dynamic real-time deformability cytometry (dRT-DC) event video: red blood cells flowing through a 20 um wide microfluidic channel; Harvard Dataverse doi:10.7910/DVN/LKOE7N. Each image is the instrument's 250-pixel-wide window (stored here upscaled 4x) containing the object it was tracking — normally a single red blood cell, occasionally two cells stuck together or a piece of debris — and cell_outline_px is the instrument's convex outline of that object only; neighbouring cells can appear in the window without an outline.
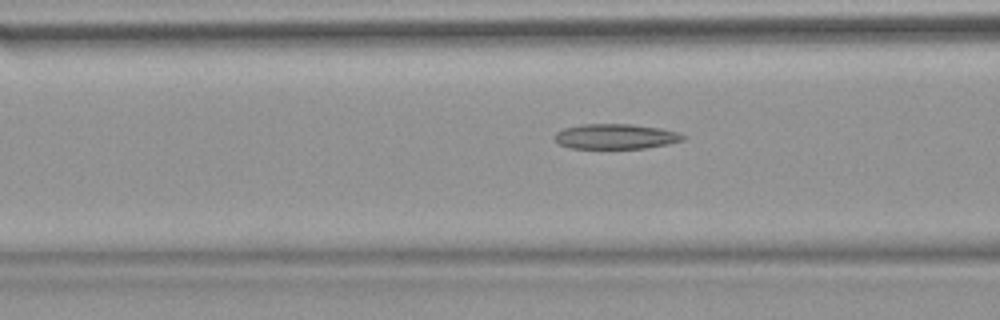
{"species": "common noctule bat (a hibernating species)", "species_latin": "Nyctalus noctula", "temperature_condition": "warm", "stored_images_in_passage": 53, "camera_frame_rate_fps": 3000, "um_per_image_px": 0.085, "animal": {"sex": "female", "body_mass_g": 18.4}, "frame": {"image": 1, "passage_image": 21, "time_ms": 6.667, "image_size_px": [1000, 320], "cell_outline_px": [[688, 136], [684, 140], [668, 144], [644, 148], [572, 148], [560, 144], [556, 140], [556, 132], [564, 128], [580, 124], [632, 124], [660, 128], [680, 132]], "centroid_in_image_um": [52.4, 11.59], "position_along_channel_um": 114.2, "area_um2": 18.79}}
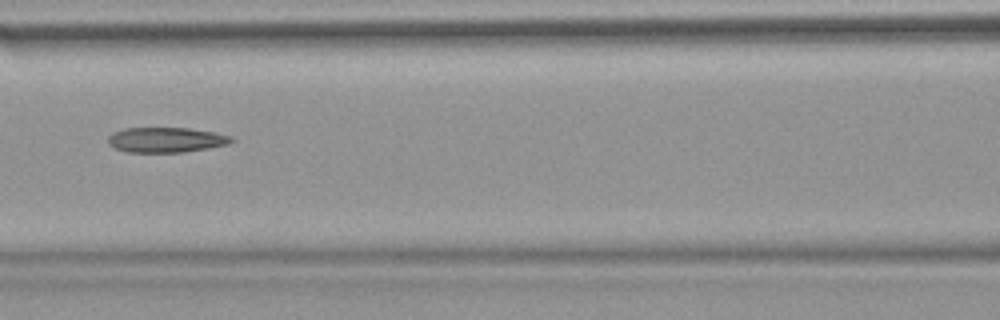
{"frame": {"image": 2, "passage_image": 24, "time_ms": 7.667, "image_size_px": [1000, 320], "cell_outline_px": [[236, 140], [228, 144], [208, 148], [184, 152], [128, 152], [112, 148], [108, 144], [108, 136], [112, 132], [124, 128], [188, 128], [212, 132], [232, 136]], "centroid_in_image_um": [14.08, 11.89], "position_along_channel_um": 152.5, "area_um2": 18.15}}
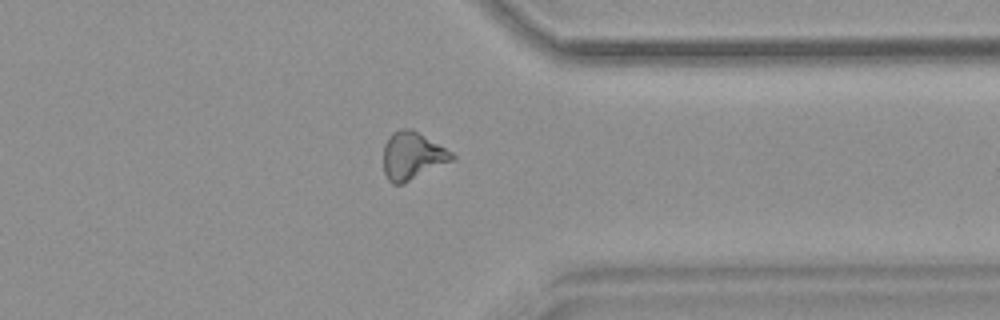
{"frame": {"image": 3, "passage_image": 42, "time_ms": 13.667, "image_size_px": [1000, 320], "cell_outline_px": [[456, 160], [404, 184], [392, 184], [388, 180], [384, 172], [384, 144], [388, 136], [392, 132], [400, 128], [412, 128], [452, 152], [456, 156]], "centroid_in_image_um": [35.07, 13.25], "position_along_channel_um": 376.3, "area_um2": 19.48}, "authors_computed_cell_mechanics": {"area_um2": 18.8428, "velocity_mm_per_s": 3.8113, "shape_relaxation_time_tau1_ms": null, "shape_relaxation_time_tau2_ms": 8.623, "deformation_change_tau1": null, "deformation_change_tau2": 0.2049}}